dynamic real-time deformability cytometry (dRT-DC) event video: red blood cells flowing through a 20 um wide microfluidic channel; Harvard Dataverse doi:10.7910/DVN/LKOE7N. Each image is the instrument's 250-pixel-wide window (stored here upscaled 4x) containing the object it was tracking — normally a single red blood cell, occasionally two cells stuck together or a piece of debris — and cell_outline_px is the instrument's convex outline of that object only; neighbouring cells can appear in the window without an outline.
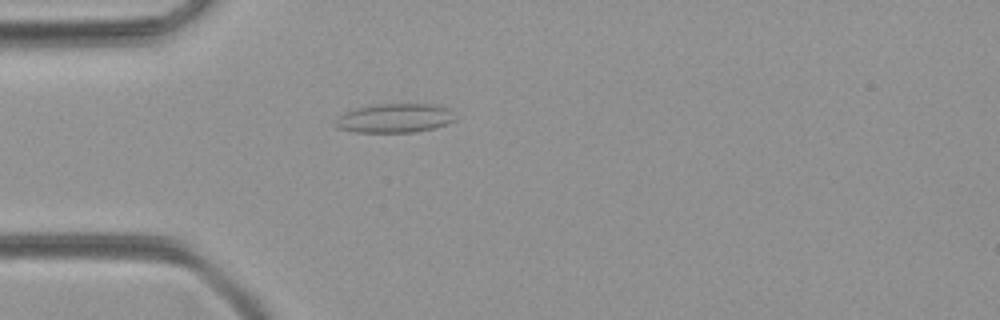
{"species": "common noctule bat (a hibernating species)", "species_latin": "Nyctalus noctula", "temperature_condition": "room temperature", "stored_images_in_passage": 2, "camera_frame_rate_fps": 3000, "um_per_image_px": 0.085, "animal": {"sex": "female", "body_mass_g": 21.9}, "frame": {"image": 1, "passage_image": 2, "time_ms": 0.333, "image_size_px": [1000, 320], "cell_outline_px": [[456, 120], [448, 124], [416, 132], [356, 132], [336, 128], [332, 124], [344, 112], [356, 108], [376, 104], [432, 104], [448, 108]], "centroid_in_image_um": [33.52, 10.05], "position_along_channel_um": 51.5, "area_um2": 20.29}}